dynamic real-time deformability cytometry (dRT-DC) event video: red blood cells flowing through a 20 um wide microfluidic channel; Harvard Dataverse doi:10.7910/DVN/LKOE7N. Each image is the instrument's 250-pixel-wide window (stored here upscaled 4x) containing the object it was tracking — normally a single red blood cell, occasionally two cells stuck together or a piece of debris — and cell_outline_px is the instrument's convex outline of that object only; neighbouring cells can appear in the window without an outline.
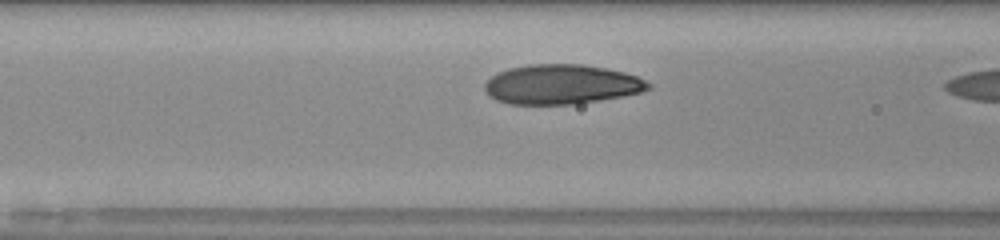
{"species": "human", "species_latin": "Homo sapiens", "temperature_condition": "room temperature", "stored_images_in_passage": 8, "camera_frame_rate_fps": 3000, "um_per_image_px": 0.085, "donor": {"sex": "male"}, "frame": {"image": 1, "passage_image": 6, "time_ms": 1.667, "image_size_px": [1000, 240], "cell_outline_px": [[652, 88], [640, 92], [624, 96], [600, 100], [572, 104], [508, 104], [496, 100], [488, 96], [484, 88], [484, 84], [496, 72], [508, 68], [528, 64], [580, 64], [604, 68], [624, 72], [636, 76], [652, 84]], "centroid_in_image_um": [47.7, 7.17], "position_along_channel_um": 118.9, "area_um2": 37.92}}